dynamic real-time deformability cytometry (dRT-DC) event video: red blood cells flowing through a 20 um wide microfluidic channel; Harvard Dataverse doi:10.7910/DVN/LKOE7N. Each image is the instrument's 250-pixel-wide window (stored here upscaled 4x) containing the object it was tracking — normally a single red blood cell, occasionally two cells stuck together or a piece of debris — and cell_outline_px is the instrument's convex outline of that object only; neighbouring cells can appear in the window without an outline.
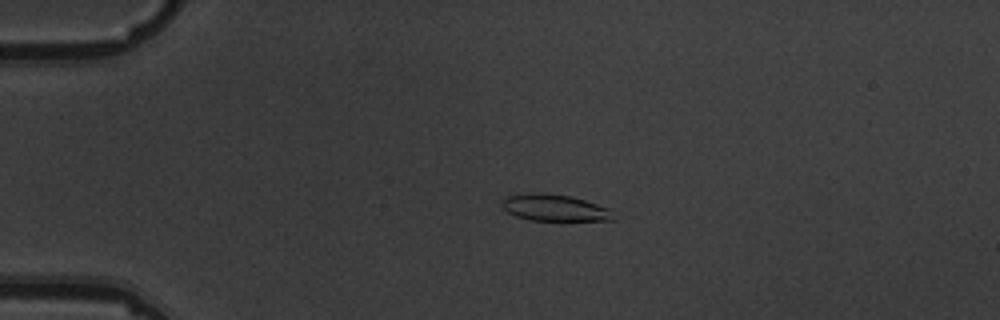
{"species": "common noctule bat (a hibernating species)", "species_latin": "Nyctalus noctula", "temperature_condition": "warm", "stored_images_in_passage": 4, "camera_frame_rate_fps": 3000, "um_per_image_px": 0.085, "animal": {"sex": "male", "body_mass_g": 19.5, "forearm_length_mm": 54.6}, "frame": {"image": 1, "passage_image": 3, "time_ms": 2.333, "image_size_px": [1000, 320], "cell_outline_px": [[616, 220], [532, 220], [516, 216], [508, 212], [500, 204], [500, 200], [504, 196], [532, 192], [544, 192], [572, 196], [608, 208], [616, 216]], "centroid_in_image_um": [47.1, 17.64], "position_along_channel_um": 37.9, "area_um2": 17.46}}